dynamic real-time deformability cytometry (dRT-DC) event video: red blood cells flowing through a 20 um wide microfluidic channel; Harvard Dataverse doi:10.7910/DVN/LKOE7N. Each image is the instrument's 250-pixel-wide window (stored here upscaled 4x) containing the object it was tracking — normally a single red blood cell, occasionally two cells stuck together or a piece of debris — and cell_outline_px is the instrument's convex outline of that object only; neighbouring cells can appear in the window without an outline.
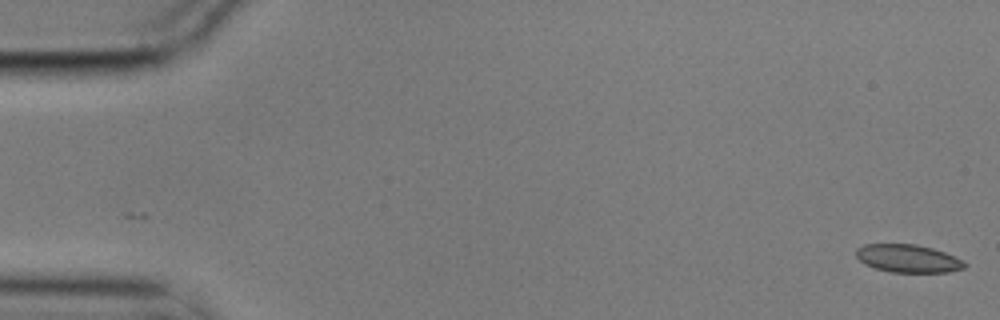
{"species": "common noctule bat (a hibernating species)", "species_latin": "Nyctalus noctula", "temperature_condition": "cold", "stored_images_in_passage": 2, "camera_frame_rate_fps": 3000, "um_per_image_px": 0.085, "animal": {"sex": "male", "body_mass_g": 17.9}, "frame": {"image": 1, "passage_image": 2, "time_ms": 0.333, "image_size_px": [1000, 320], "cell_outline_px": [[968, 264], [964, 268], [948, 272], [892, 272], [876, 268], [864, 264], [856, 256], [856, 248], [864, 244], [916, 244], [932, 248], [944, 252], [964, 260]], "centroid_in_image_um": [77.19, 21.97], "position_along_channel_um": 7.8, "area_um2": 17.69}}